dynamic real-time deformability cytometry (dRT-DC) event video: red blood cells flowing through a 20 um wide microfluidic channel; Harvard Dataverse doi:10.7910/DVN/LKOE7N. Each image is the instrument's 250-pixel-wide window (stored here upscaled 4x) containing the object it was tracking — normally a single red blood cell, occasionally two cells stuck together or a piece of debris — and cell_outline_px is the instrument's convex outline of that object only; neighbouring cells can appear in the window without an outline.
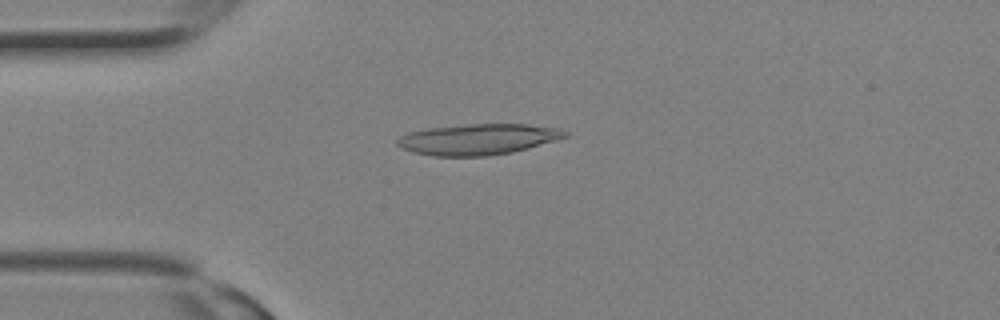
{"species": "Egyptian fruit bat (a non-hibernating species)", "species_latin": "Rousettus aegyptiacus", "temperature_condition": "room temperature", "stored_images_in_passage": 10, "camera_frame_rate_fps": 3000, "um_per_image_px": 0.085, "animal": {"sex": "female"}, "frame": {"image": 1, "passage_image": 7, "time_ms": 2.0, "image_size_px": [1000, 320], "cell_outline_px": [[568, 136], [556, 140], [528, 148], [512, 152], [488, 156], [432, 156], [412, 152], [400, 148], [396, 144], [396, 140], [400, 136], [408, 132], [424, 128], [468, 124], [528, 124], [560, 128], [568, 132]], "centroid_in_image_um": [40.6, 11.84], "position_along_channel_um": 44.4, "area_um2": 30.52}}
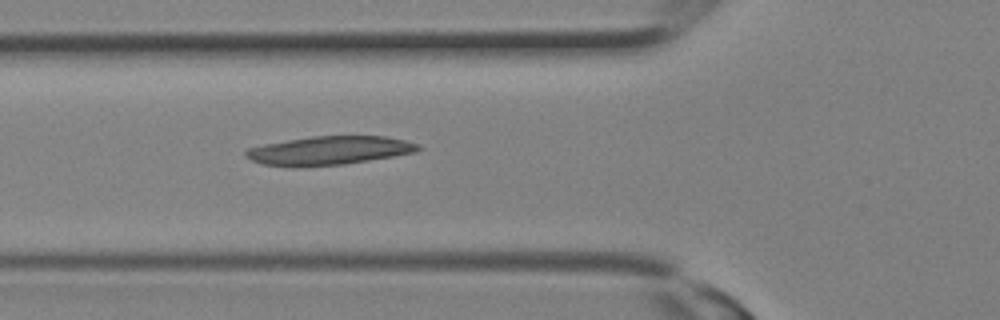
{"frame": {"image": 2, "passage_image": 10, "time_ms": 3.0, "image_size_px": [1000, 320], "cell_outline_px": [[424, 148], [416, 152], [344, 164], [264, 164], [252, 160], [244, 156], [244, 152], [248, 148], [264, 144], [312, 136], [384, 136], [404, 140], [420, 144]], "centroid_in_image_um": [28.07, 12.75], "position_along_channel_um": 97.7, "area_um2": 27.74}}